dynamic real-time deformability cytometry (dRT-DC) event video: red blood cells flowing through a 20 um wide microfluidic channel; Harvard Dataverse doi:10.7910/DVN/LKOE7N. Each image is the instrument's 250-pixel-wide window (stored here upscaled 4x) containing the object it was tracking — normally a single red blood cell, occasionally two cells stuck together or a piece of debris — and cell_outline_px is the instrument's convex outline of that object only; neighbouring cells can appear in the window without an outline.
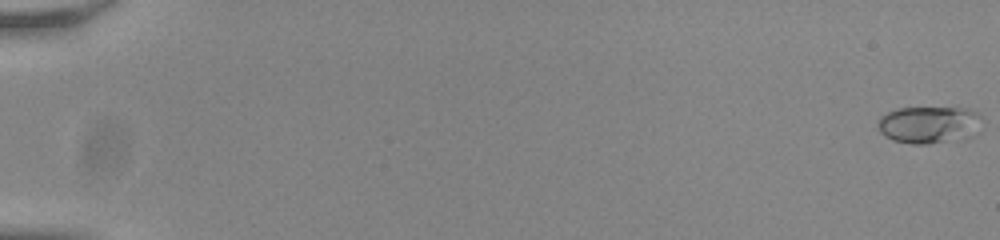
{"species": "common noctule bat (a hibernating species)", "species_latin": "Nyctalus noctula", "temperature_condition": "room temperature", "stored_images_in_passage": 17, "camera_frame_rate_fps": 3000, "um_per_image_px": 0.085, "animal": {"sex": "male", "body_mass_g": 20.0, "forearm_length_mm": 53.3}, "frame": {"image": 1, "passage_image": 1, "time_ms": 0.0, "image_size_px": [1000, 240], "cell_outline_px": [[980, 132], [976, 136], [968, 140], [928, 144], [912, 144], [892, 140], [884, 136], [880, 132], [876, 124], [880, 116], [896, 108], [968, 108], [980, 112]], "centroid_in_image_um": [79.03, 10.63], "position_along_channel_um": 6.0, "area_um2": 23.47}}
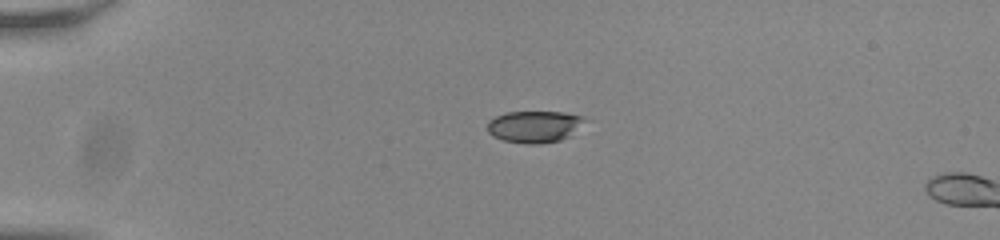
{"frame": {"image": 2, "passage_image": 15, "time_ms": 4.667, "image_size_px": [1000, 240], "cell_outline_px": [[592, 120], [568, 136], [560, 140], [540, 144], [524, 144], [504, 140], [492, 136], [488, 132], [488, 120], [496, 116], [508, 112], [564, 112], [584, 116]], "centroid_in_image_um": [45.5, 10.75], "position_along_channel_um": 39.5, "area_um2": 18.38}}